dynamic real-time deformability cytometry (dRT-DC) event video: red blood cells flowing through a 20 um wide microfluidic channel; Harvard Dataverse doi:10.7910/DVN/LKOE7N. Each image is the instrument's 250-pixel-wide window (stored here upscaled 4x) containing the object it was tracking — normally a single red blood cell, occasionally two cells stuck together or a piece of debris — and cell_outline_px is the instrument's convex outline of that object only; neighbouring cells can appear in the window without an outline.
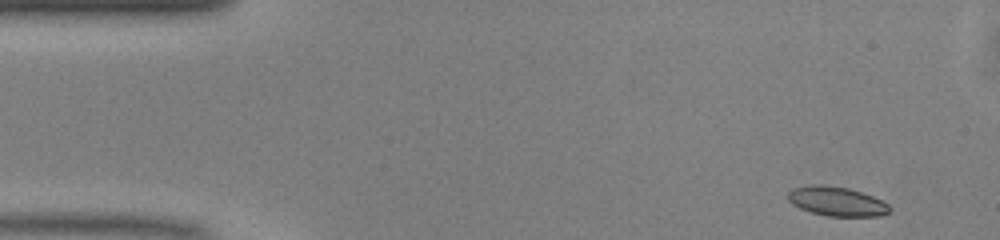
{"species": "common noctule bat (a hibernating species)", "species_latin": "Nyctalus noctula", "temperature_condition": "warm", "stored_images_in_passage": 47, "camera_frame_rate_fps": 3000, "um_per_image_px": 0.085, "animal": {"sex": "male", "body_mass_g": 13.0, "forearm_length_mm": 53.1}, "frame": {"image": 1, "passage_image": 1, "time_ms": 0.0, "image_size_px": [1000, 240], "cell_outline_px": [[892, 208], [888, 212], [880, 216], [828, 216], [812, 212], [800, 208], [792, 204], [788, 200], [788, 192], [792, 188], [812, 184], [824, 184], [848, 188], [872, 196], [888, 204]], "centroid_in_image_um": [71.1, 17.11], "position_along_channel_um": 13.9, "area_um2": 17.34}}
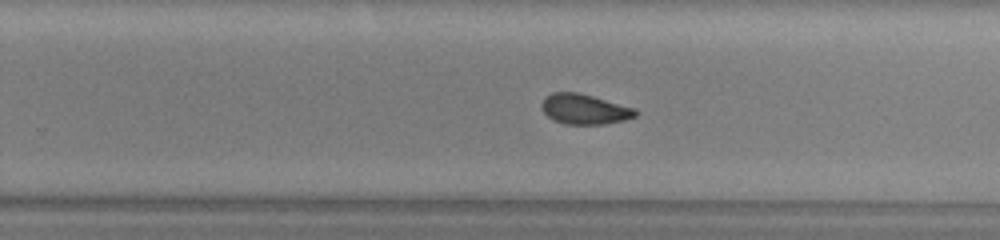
{"frame": {"image": 2, "passage_image": 28, "time_ms": 9.0, "image_size_px": [1000, 240], "cell_outline_px": [[640, 112], [636, 116], [624, 120], [604, 124], [564, 124], [552, 120], [540, 108], [540, 104], [544, 96], [552, 92], [580, 92], [636, 108]], "centroid_in_image_um": [49.67, 9.27], "position_along_channel_um": 280.1, "area_um2": 16.88}}
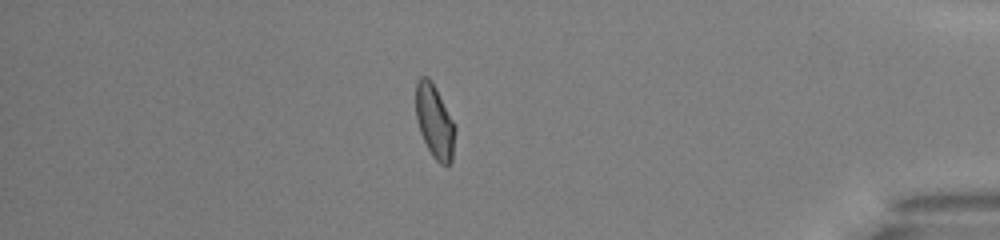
{"frame": {"image": 3, "passage_image": 40, "time_ms": 13.0, "image_size_px": [1000, 240], "cell_outline_px": [[456, 128], [452, 160], [448, 164], [440, 164], [432, 156], [420, 132], [416, 120], [416, 80], [420, 76], [428, 76], [432, 80]], "centroid_in_image_um": [36.93, 10.3], "position_along_channel_um": 398.3, "area_um2": 16.76}, "authors_computed_cell_mechanics": {"area_um2": 17.1088, "velocity_mm_per_s": 4.0764, "shape_relaxation_time_tau1_ms": 10.6958, "shape_relaxation_time_tau2_ms": 1.9228, "deformation_change_tau1": 0.1758, "deformation_change_tau2": 0.064}}